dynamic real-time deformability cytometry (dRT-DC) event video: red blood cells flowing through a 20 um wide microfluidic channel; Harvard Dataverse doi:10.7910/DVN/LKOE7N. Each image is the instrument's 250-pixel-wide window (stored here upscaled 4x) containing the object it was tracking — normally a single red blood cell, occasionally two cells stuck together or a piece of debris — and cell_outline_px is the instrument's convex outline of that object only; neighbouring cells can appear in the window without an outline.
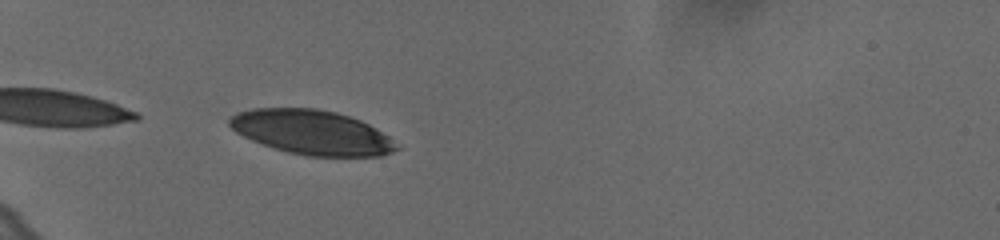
{"species": "human", "species_latin": "Homo sapiens", "temperature_condition": "cold", "stored_images_in_passage": 37, "camera_frame_rate_fps": 3000, "um_per_image_px": 0.085, "donor": {"sex": "female"}, "frame": {"image": 1, "passage_image": 2, "time_ms": 0.333, "image_size_px": [1000, 240], "cell_outline_px": [[400, 148], [392, 152], [380, 156], [308, 156], [288, 152], [252, 140], [236, 132], [228, 124], [228, 120], [236, 112], [252, 108], [316, 108], [336, 112], [360, 120], [368, 124], [388, 136]], "centroid_in_image_um": [26.49, 11.24], "position_along_channel_um": 58.5, "area_um2": 43.0}}
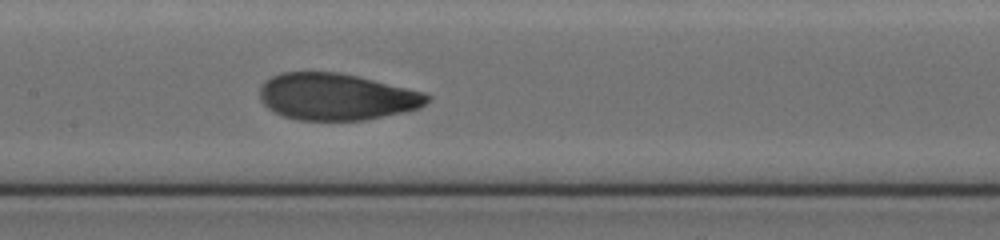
{"frame": {"image": 2, "passage_image": 14, "time_ms": 4.333, "image_size_px": [1000, 240], "cell_outline_px": [[432, 96], [420, 108], [404, 112], [364, 120], [300, 120], [284, 116], [268, 108], [260, 100], [260, 88], [264, 80], [280, 72], [340, 72], [424, 92]], "centroid_in_image_um": [28.58, 8.22], "position_along_channel_um": 178.8, "area_um2": 45.55}}
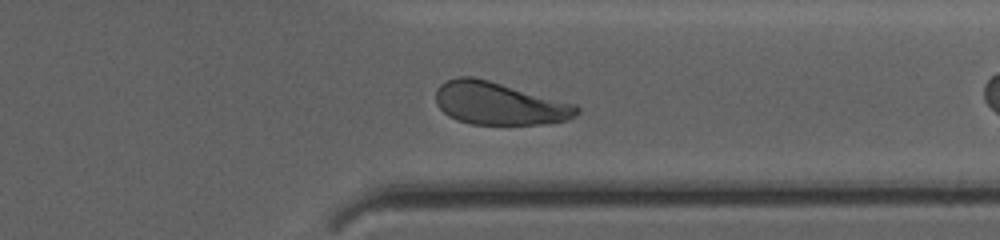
{"frame": {"image": 3, "passage_image": 26, "time_ms": 8.333, "image_size_px": [1000, 240], "cell_outline_px": [[580, 112], [576, 116], [568, 120], [544, 124], [472, 124], [456, 120], [448, 116], [436, 104], [436, 88], [440, 84], [448, 80], [460, 76], [472, 76], [488, 80], [576, 104], [580, 108]], "centroid_in_image_um": [42.43, 8.8], "position_along_channel_um": 369.0, "area_um2": 35.08}, "authors_computed_cell_mechanics": {"area_um2": 45.2574, "velocity_mm_per_s": 3.6259, "shape_relaxation_time_tau1_ms": 4.0611, "shape_relaxation_time_tau2_ms": 1.6359, "deformation_change_tau1": 0.1687, "deformation_change_tau2": 0.0757}}